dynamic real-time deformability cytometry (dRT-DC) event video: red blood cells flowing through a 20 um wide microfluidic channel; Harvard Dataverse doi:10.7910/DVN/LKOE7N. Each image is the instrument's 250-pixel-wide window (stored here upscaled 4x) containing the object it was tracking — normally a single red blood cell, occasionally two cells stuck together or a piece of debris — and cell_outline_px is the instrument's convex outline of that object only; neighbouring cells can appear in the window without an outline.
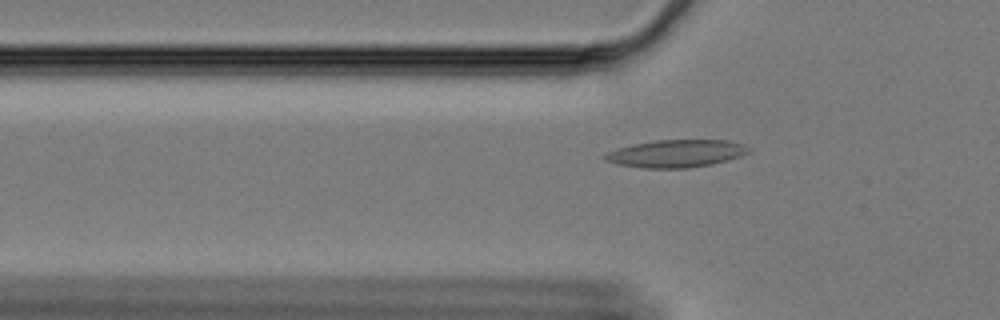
{"species": "Egyptian fruit bat (a non-hibernating species)", "species_latin": "Rousettus aegyptiacus", "temperature_condition": "cold", "stored_images_in_passage": 47, "camera_frame_rate_fps": 3000, "um_per_image_px": 0.085, "animal": {"sex": "female"}, "frame": {"image": 1, "passage_image": 6, "time_ms": 1.667, "image_size_px": [1000, 320], "cell_outline_px": [[752, 152], [740, 156], [712, 164], [688, 168], [644, 168], [620, 164], [604, 160], [600, 156], [616, 148], [632, 144], [656, 140], [728, 140], [744, 144], [752, 148]], "centroid_in_image_um": [57.49, 13.04], "position_along_channel_um": 68.3, "area_um2": 23.24}}
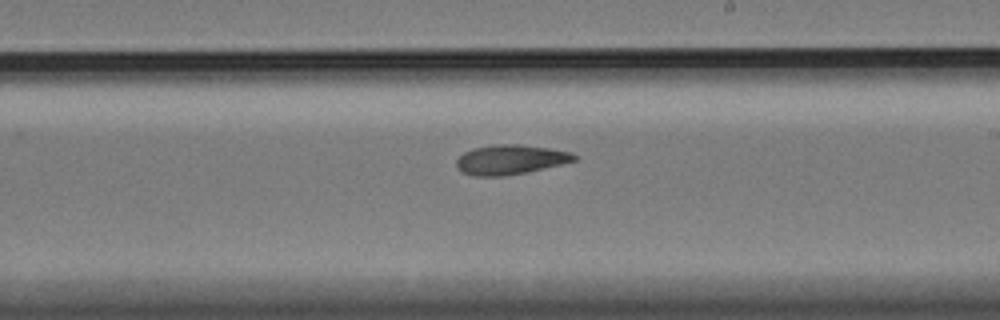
{"frame": {"image": 2, "passage_image": 22, "time_ms": 7.0, "image_size_px": [1000, 320], "cell_outline_px": [[580, 156], [576, 160], [528, 172], [504, 176], [476, 176], [460, 172], [456, 168], [456, 160], [464, 152], [472, 148], [496, 144], [520, 144], [548, 148], [572, 152]], "centroid_in_image_um": [43.37, 13.57], "position_along_channel_um": 245.6, "area_um2": 20.52}}
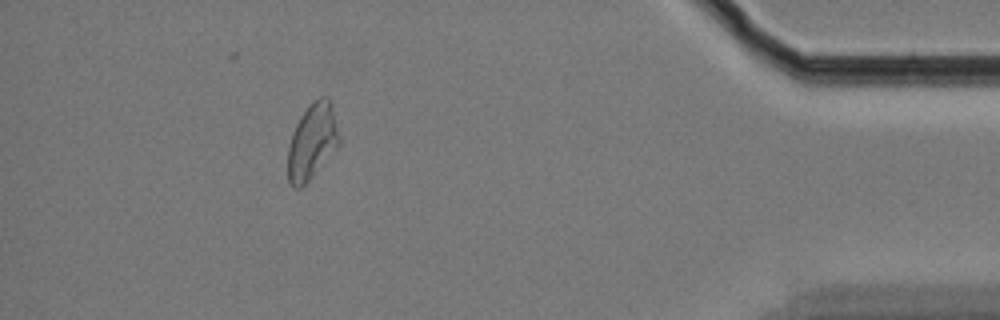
{"frame": {"image": 3, "passage_image": 41, "time_ms": 13.333, "image_size_px": [1000, 320], "cell_outline_px": [[340, 140], [336, 148], [312, 176], [300, 188], [292, 188], [288, 184], [288, 148], [292, 132], [300, 116], [308, 104], [312, 100], [320, 96], [328, 96], [332, 104]], "centroid_in_image_um": [26.51, 11.99], "position_along_channel_um": 408.7, "area_um2": 22.6}, "authors_computed_cell_mechanics": {"area_um2": 21.2704, "velocity_mm_per_s": 3.3228, "shape_relaxation_time_tau1_ms": null, "shape_relaxation_time_tau2_ms": 3.1318, "deformation_change_tau1": null, "deformation_change_tau2": 0.0915}}